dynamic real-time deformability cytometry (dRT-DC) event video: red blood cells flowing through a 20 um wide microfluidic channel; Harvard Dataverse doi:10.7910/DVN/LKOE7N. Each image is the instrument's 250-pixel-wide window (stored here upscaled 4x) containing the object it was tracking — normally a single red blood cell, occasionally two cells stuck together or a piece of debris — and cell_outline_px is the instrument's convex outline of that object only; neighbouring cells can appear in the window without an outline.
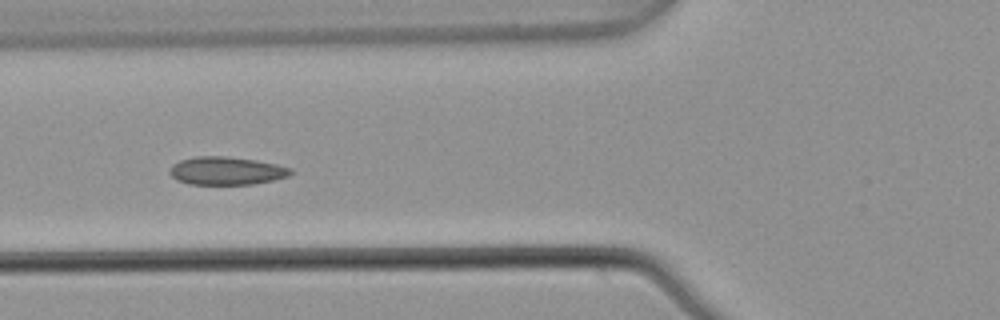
{"species": "common noctule bat (a hibernating species)", "species_latin": "Nyctalus noctula", "temperature_condition": "warm", "stored_images_in_passage": 8, "camera_frame_rate_fps": 3000, "um_per_image_px": 0.085, "animal": {"sex": "male", "body_mass_g": 21.5, "forearm_length_mm": 52.0}, "frame": {"image": 1, "passage_image": 6, "time_ms": 1.667, "image_size_px": [1000, 320], "cell_outline_px": [[292, 172], [288, 176], [272, 180], [252, 184], [188, 184], [176, 180], [168, 172], [172, 164], [180, 160], [196, 156], [228, 156], [256, 160], [276, 164], [292, 168]], "centroid_in_image_um": [19.21, 14.51], "position_along_channel_um": 106.6, "area_um2": 19.83}}
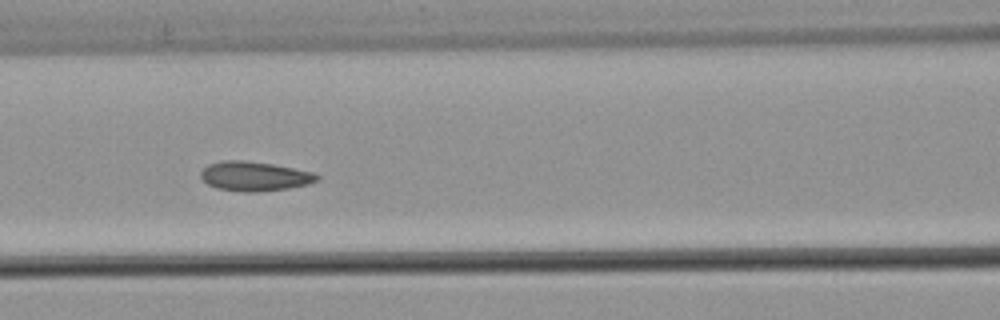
{"frame": {"image": 2, "passage_image": 7, "time_ms": 2.0, "image_size_px": [1000, 320], "cell_outline_px": [[320, 180], [308, 184], [288, 188], [256, 192], [244, 192], [216, 188], [208, 184], [200, 176], [200, 172], [208, 164], [224, 160], [244, 160], [272, 164], [312, 172], [320, 176]], "centroid_in_image_um": [21.63, 14.98], "position_along_channel_um": 145.0, "area_um2": 19.88}}